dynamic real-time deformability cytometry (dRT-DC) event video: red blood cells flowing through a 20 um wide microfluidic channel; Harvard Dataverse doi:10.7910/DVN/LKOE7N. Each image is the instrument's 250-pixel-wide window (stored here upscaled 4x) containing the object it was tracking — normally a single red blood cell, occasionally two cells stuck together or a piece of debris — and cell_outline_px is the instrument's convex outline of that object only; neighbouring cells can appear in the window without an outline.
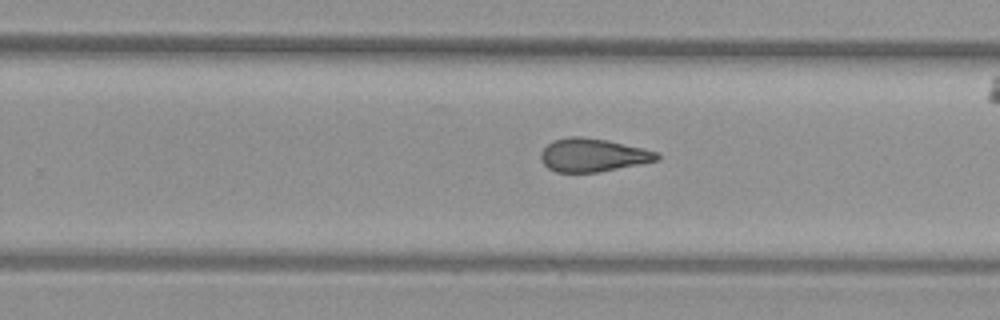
{"species": "common noctule bat (a hibernating species)", "species_latin": "Nyctalus noctula", "temperature_condition": "warm", "stored_images_in_passage": 29, "camera_frame_rate_fps": 3000, "um_per_image_px": 0.085, "animal": {"sex": "female", "body_mass_g": 29.2, "forearm_length_mm": 56.3}, "frame": {"image": 1, "passage_image": 17, "time_ms": 5.333, "image_size_px": [1000, 320], "cell_outline_px": [[660, 160], [600, 172], [556, 172], [548, 168], [540, 160], [540, 152], [552, 140], [568, 136], [580, 136], [608, 140], [644, 148], [660, 152]], "centroid_in_image_um": [50.41, 13.18], "position_along_channel_um": 279.4, "area_um2": 22.83}}
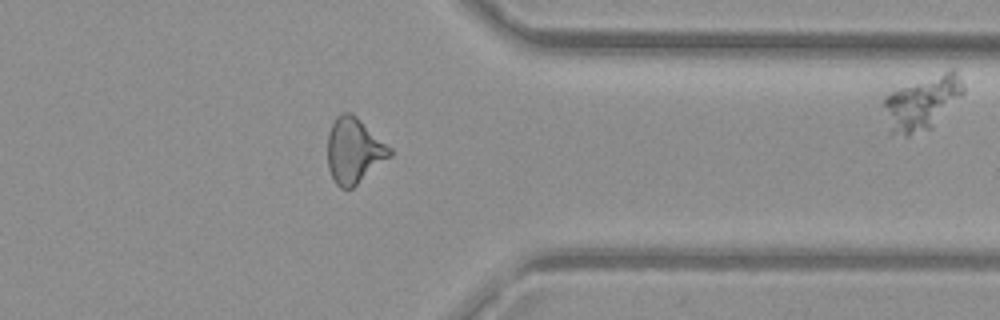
{"frame": {"image": 2, "passage_image": 25, "time_ms": 8.0, "image_size_px": [1000, 320], "cell_outline_px": [[392, 156], [352, 188], [340, 188], [336, 184], [328, 168], [328, 132], [336, 116], [344, 112], [352, 112], [392, 148]], "centroid_in_image_um": [30.1, 12.79], "position_along_channel_um": 381.3, "area_um2": 23.76}}